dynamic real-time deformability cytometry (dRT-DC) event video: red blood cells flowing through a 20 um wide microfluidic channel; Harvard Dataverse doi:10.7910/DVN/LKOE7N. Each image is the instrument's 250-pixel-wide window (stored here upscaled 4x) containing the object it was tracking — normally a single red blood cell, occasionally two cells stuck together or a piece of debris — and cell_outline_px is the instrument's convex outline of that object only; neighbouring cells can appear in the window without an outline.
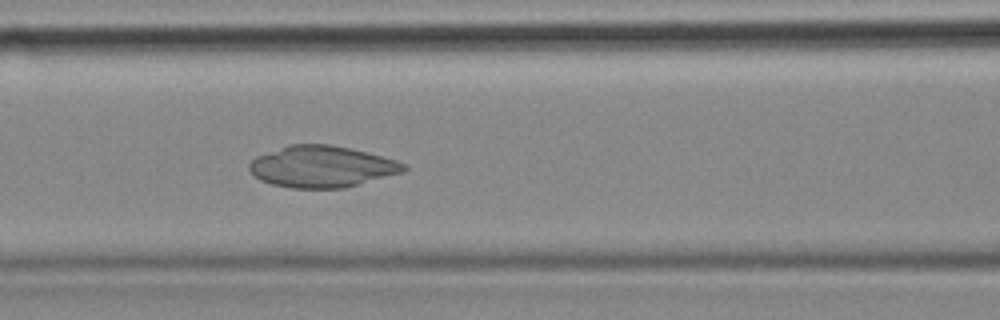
{"species": "common noctule bat (a hibernating species)", "species_latin": "Nyctalus noctula", "temperature_condition": "cold", "stored_images_in_passage": 52, "camera_frame_rate_fps": 3000, "um_per_image_px": 0.085, "animal": {"sex": "female", "body_mass_g": 18.4}, "frame": {"image": 1, "passage_image": 23, "time_ms": 7.333, "image_size_px": [1000, 320], "cell_outline_px": [[408, 168], [404, 172], [344, 188], [292, 188], [272, 184], [260, 180], [248, 168], [248, 164], [256, 156], [288, 144], [328, 144], [348, 148], [396, 160], [404, 164]], "centroid_in_image_um": [27.33, 14.16], "position_along_channel_um": 139.3, "area_um2": 37.11}}